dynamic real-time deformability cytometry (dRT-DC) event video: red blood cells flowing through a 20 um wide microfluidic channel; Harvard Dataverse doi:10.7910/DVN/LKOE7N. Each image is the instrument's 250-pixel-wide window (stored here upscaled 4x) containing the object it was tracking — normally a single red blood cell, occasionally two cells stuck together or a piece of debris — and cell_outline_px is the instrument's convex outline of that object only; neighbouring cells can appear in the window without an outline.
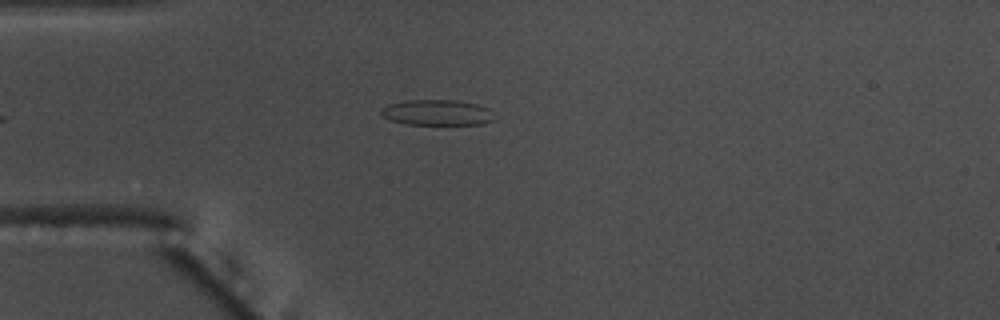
{"species": "common noctule bat (a hibernating species)", "species_latin": "Nyctalus noctula", "temperature_condition": "warm", "stored_images_in_passage": 39, "camera_frame_rate_fps": 3000, "um_per_image_px": 0.085, "animal": {"sex": "male", "body_mass_g": 17.5, "forearm_length_mm": 52.3}, "frame": {"image": 1, "passage_image": 2, "time_ms": 0.333, "image_size_px": [1000, 320], "cell_outline_px": [[496, 120], [480, 124], [404, 124], [388, 120], [380, 116], [380, 112], [388, 104], [404, 100], [456, 100], [476, 104], [488, 108]], "centroid_in_image_um": [37.11, 9.57], "position_along_channel_um": 47.9, "area_um2": 16.99}}
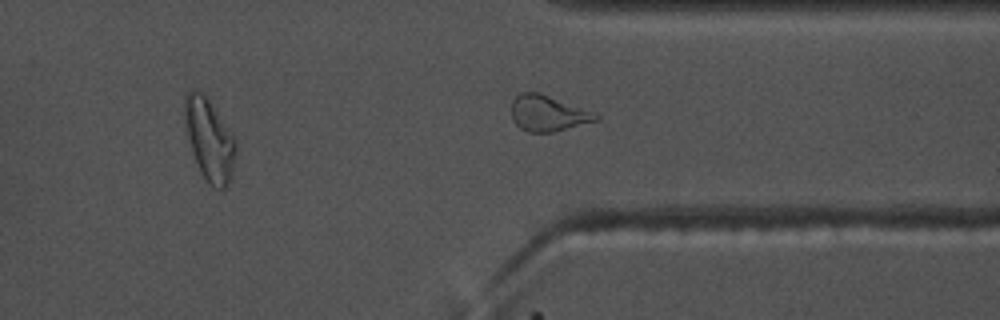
{"frame": {"image": 2, "passage_image": 29, "time_ms": 9.333, "image_size_px": [1000, 320], "cell_outline_px": [[600, 120], [552, 132], [528, 132], [520, 128], [512, 120], [512, 100], [520, 92], [536, 92], [548, 96], [600, 116]], "centroid_in_image_um": [46.51, 9.65], "position_along_channel_um": 364.9, "area_um2": 17.11}}
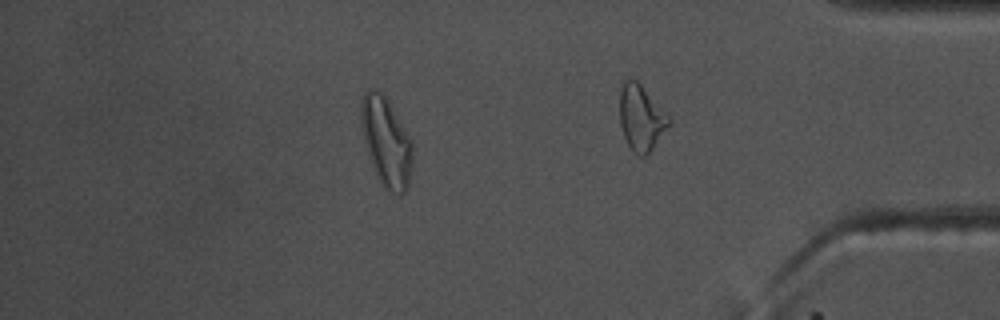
{"frame": {"image": 3, "passage_image": 31, "time_ms": 10.0, "image_size_px": [1000, 320], "cell_outline_px": [[412, 164], [408, 188], [400, 196], [384, 188], [376, 176], [364, 140], [360, 124], [360, 100], [364, 92], [368, 88], [372, 88], [380, 92], [388, 100], [412, 140]], "centroid_in_image_um": [32.82, 12.05], "position_along_channel_um": 402.4, "area_um2": 26.93}, "authors_computed_cell_mechanics": {"area_um2": 16.4152, "velocity_mm_per_s": 3.6903, "shape_relaxation_time_tau1_ms": 7.24, "shape_relaxation_time_tau2_ms": 2.0226, "deformation_change_tau1": 0.1838, "deformation_change_tau2": 0.0805}}